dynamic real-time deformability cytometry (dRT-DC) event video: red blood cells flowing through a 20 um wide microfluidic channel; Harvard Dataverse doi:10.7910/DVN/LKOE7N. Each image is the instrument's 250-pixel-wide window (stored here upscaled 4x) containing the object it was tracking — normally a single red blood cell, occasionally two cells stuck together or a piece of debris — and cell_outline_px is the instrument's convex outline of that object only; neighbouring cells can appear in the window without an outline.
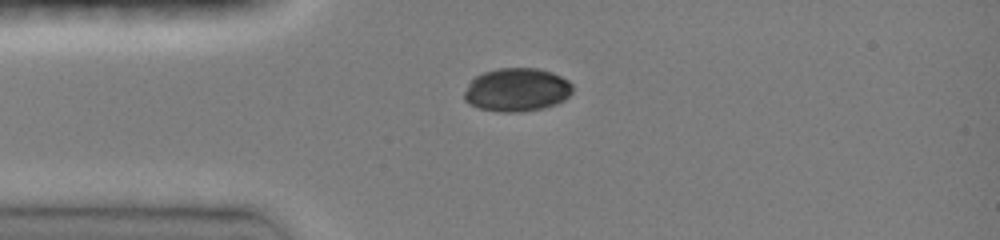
{"species": "common noctule bat (a hibernating species)", "species_latin": "Nyctalus noctula", "temperature_condition": "room temperature", "stored_images_in_passage": 36, "camera_frame_rate_fps": 3000, "um_per_image_px": 0.085, "animal": {"sex": "female", "body_mass_g": 19.0, "forearm_length_mm": 51.5}, "frame": {"image": 1, "passage_image": 1, "time_ms": 0.0, "image_size_px": [1000, 240], "cell_outline_px": [[572, 92], [564, 100], [556, 104], [544, 108], [520, 112], [500, 112], [480, 108], [468, 104], [464, 100], [464, 92], [468, 84], [476, 76], [484, 72], [496, 68], [540, 68], [552, 72], [568, 80], [572, 84]], "centroid_in_image_um": [43.93, 7.63], "position_along_channel_um": 41.1, "area_um2": 27.57}}
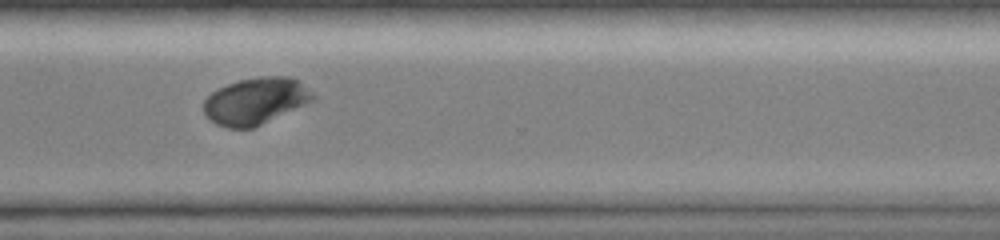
{"frame": {"image": 2, "passage_image": 25, "time_ms": 8.0, "image_size_px": [1000, 240], "cell_outline_px": [[316, 100], [252, 128], [228, 128], [216, 124], [204, 112], [204, 100], [212, 92], [228, 84], [240, 80], [260, 76], [288, 76], [296, 80], [316, 96]], "centroid_in_image_um": [21.74, 8.59], "position_along_channel_um": 348.9, "area_um2": 29.36}}
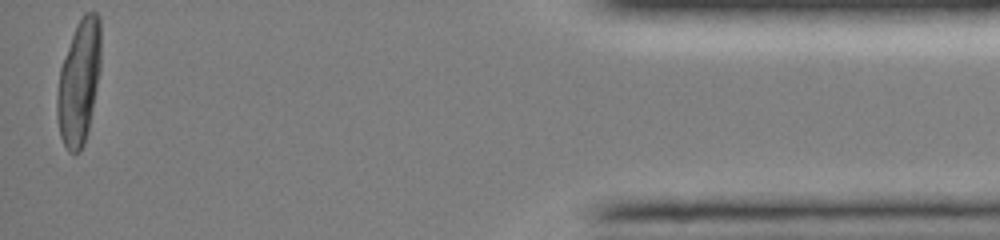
{"frame": {"image": 3, "passage_image": 36, "time_ms": 11.667, "image_size_px": [1000, 240], "cell_outline_px": [[100, 68], [88, 132], [84, 144], [80, 152], [68, 152], [60, 136], [56, 116], [56, 96], [60, 68], [76, 24], [84, 12], [96, 12], [100, 16]], "centroid_in_image_um": [6.7, 6.99], "position_along_channel_um": 428.5, "area_um2": 31.91}}